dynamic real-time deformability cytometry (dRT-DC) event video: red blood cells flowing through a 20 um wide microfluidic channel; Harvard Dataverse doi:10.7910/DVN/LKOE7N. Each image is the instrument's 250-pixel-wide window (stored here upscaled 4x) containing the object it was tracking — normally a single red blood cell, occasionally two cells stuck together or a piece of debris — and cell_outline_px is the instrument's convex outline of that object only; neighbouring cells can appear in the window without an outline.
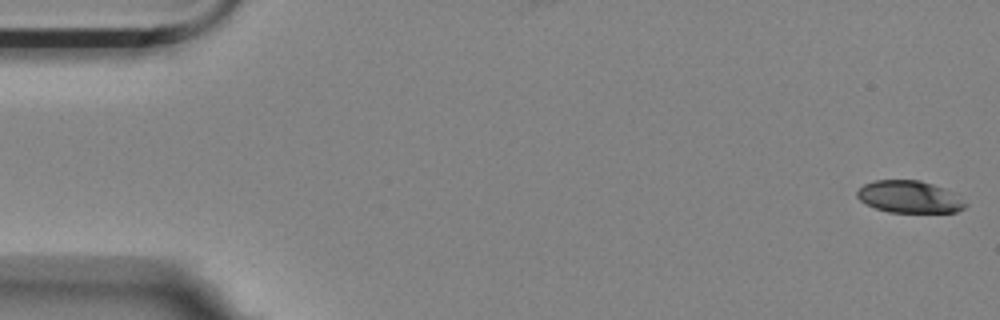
{"species": "Egyptian fruit bat (a non-hibernating species)", "species_latin": "Rousettus aegyptiacus", "temperature_condition": "room temperature", "stored_images_in_passage": 17, "camera_frame_rate_fps": 3000, "um_per_image_px": 0.085, "animal": {"sex": "female"}, "frame": {"image": 1, "passage_image": 1, "time_ms": 0.0, "image_size_px": [1000, 320], "cell_outline_px": [[968, 204], [964, 208], [956, 212], [888, 212], [876, 208], [860, 200], [856, 196], [856, 192], [864, 184], [876, 180], [920, 180], [944, 188]], "centroid_in_image_um": [77.27, 16.73], "position_along_channel_um": 7.7, "area_um2": 20.0}}
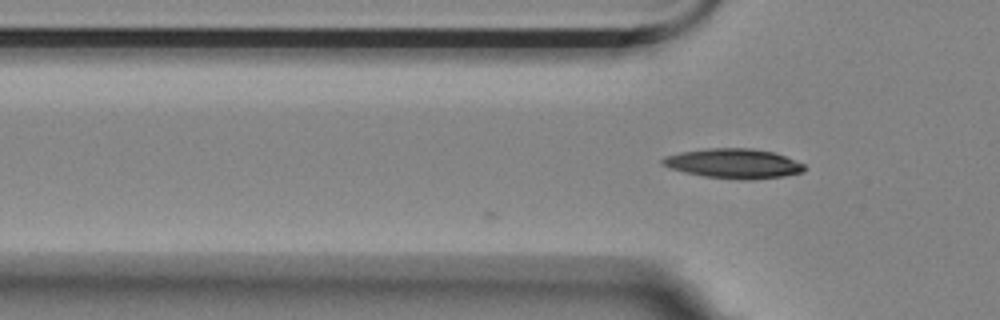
{"frame": {"image": 2, "passage_image": 17, "time_ms": 5.333, "image_size_px": [1000, 320], "cell_outline_px": [[804, 172], [784, 176], [752, 180], [744, 180], [704, 176], [684, 172], [660, 164], [660, 160], [664, 156], [680, 152], [708, 148], [752, 148], [772, 152], [784, 156], [804, 164]], "centroid_in_image_um": [62.33, 13.9], "position_along_channel_um": 63.5, "area_um2": 24.51}}